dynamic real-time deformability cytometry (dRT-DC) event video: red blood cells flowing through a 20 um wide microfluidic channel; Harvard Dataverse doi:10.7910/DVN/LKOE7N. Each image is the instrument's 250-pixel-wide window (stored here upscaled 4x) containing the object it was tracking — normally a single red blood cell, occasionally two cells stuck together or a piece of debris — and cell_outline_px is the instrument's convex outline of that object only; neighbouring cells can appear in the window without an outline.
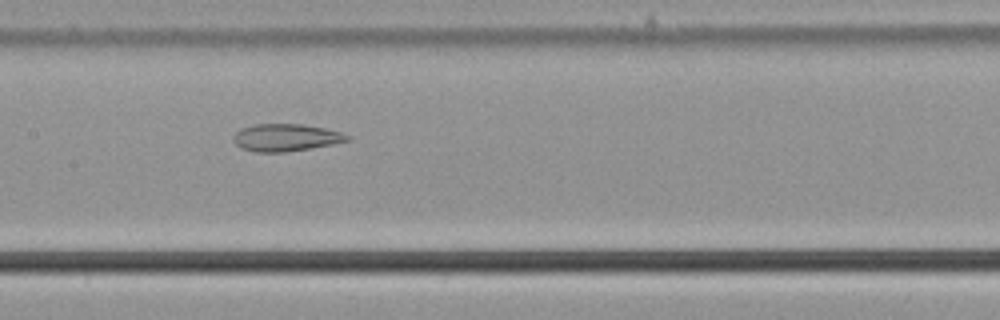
{"species": "common noctule bat (a hibernating species)", "species_latin": "Nyctalus noctula", "temperature_condition": "cold", "stored_images_in_passage": 50, "camera_frame_rate_fps": 3000, "um_per_image_px": 0.085, "animal": {"sex": "male", "body_mass_g": 21.5, "forearm_length_mm": 52.0}, "frame": {"image": 1, "passage_image": 27, "time_ms": 8.667, "image_size_px": [1000, 320], "cell_outline_px": [[352, 140], [332, 144], [284, 152], [256, 152], [240, 148], [232, 140], [232, 136], [240, 128], [256, 124], [304, 124], [324, 128], [340, 132], [352, 136]], "centroid_in_image_um": [24.28, 11.68], "position_along_channel_um": 183.1, "area_um2": 18.21}}
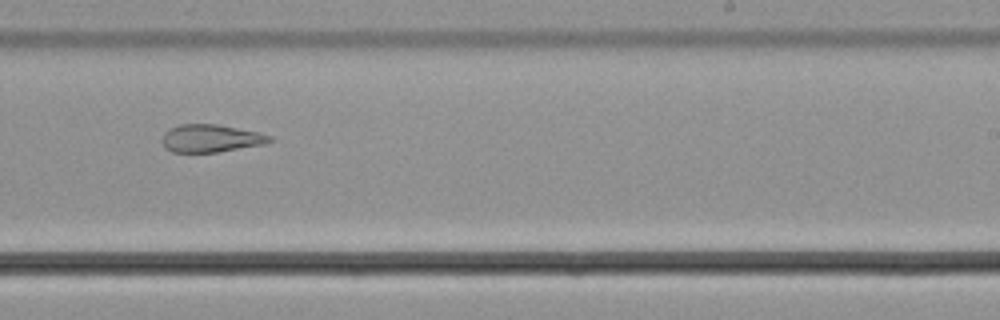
{"frame": {"image": 2, "passage_image": 34, "time_ms": 11.0, "image_size_px": [1000, 320], "cell_outline_px": [[272, 140], [264, 144], [216, 152], [172, 152], [164, 148], [164, 132], [168, 128], [180, 124], [216, 124], [260, 132], [272, 136]], "centroid_in_image_um": [17.92, 11.75], "position_along_channel_um": 271.1, "area_um2": 17.28}}
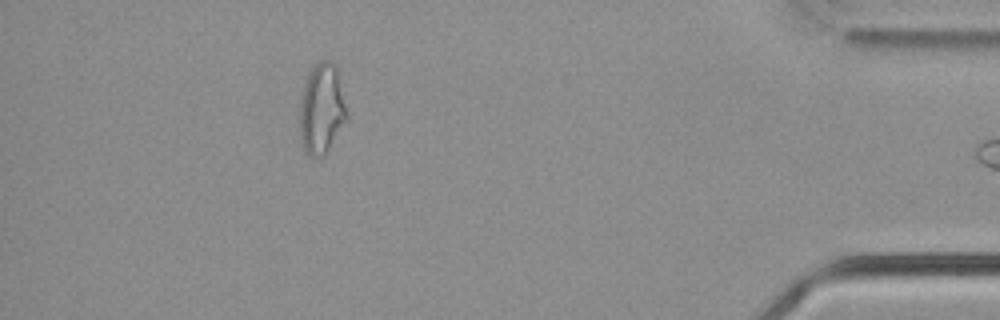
{"frame": {"image": 3, "passage_image": 49, "time_ms": 16.0, "image_size_px": [1000, 320], "cell_outline_px": [[348, 120], [324, 156], [308, 156], [304, 148], [300, 136], [300, 100], [304, 84], [308, 72], [320, 60], [332, 60], [336, 68], [348, 116]], "centroid_in_image_um": [27.34, 9.26], "position_along_channel_um": 407.9, "area_um2": 24.8}}